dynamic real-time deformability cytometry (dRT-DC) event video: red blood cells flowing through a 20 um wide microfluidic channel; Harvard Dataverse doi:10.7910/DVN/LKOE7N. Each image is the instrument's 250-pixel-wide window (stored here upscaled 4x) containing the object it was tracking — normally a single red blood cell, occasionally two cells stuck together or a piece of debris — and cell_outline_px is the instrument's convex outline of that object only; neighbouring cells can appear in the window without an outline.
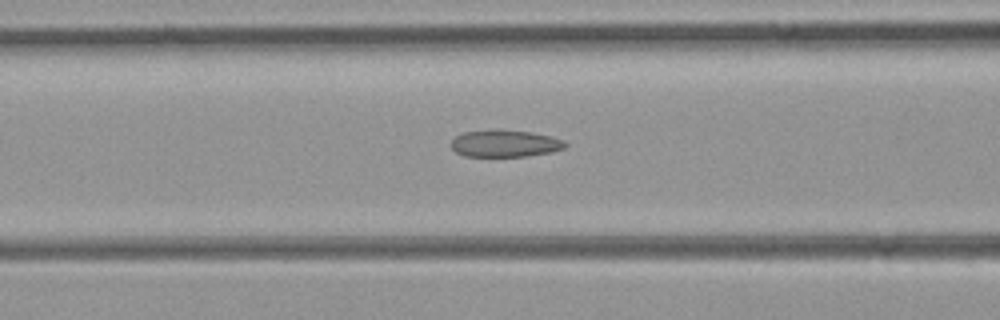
{"species": "common noctule bat (a hibernating species)", "species_latin": "Nyctalus noctula", "temperature_condition": "room temperature", "stored_images_in_passage": 10, "camera_frame_rate_fps": 3000, "um_per_image_px": 0.085, "animal": {"sex": "female", "body_mass_g": 21.9}, "frame": {"image": 1, "passage_image": 5, "time_ms": 1.333, "image_size_px": [1000, 320], "cell_outline_px": [[568, 144], [564, 148], [552, 152], [524, 156], [464, 156], [456, 152], [448, 144], [456, 136], [464, 132], [488, 128], [500, 128], [532, 132], [564, 140]], "centroid_in_image_um": [42.88, 12.17], "position_along_channel_um": 123.7, "area_um2": 18.38}}